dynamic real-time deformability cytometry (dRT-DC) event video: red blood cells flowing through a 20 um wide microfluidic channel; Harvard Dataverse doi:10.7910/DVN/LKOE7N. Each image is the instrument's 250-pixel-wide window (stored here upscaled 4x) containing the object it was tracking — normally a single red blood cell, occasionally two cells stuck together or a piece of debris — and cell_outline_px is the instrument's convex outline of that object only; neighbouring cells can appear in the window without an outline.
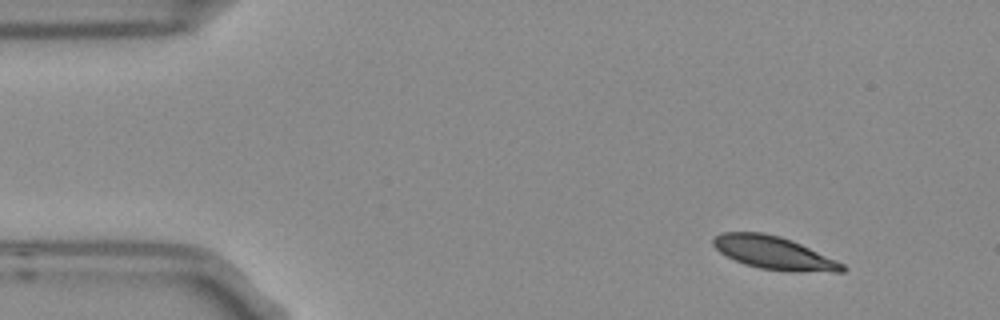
{"species": "Egyptian fruit bat (a non-hibernating species)", "species_latin": "Rousettus aegyptiacus", "temperature_condition": "room temperature", "stored_images_in_passage": 5, "camera_frame_rate_fps": 3000, "um_per_image_px": 0.085, "frame": {"image": 1, "passage_image": 1, "time_ms": 0.0, "image_size_px": [1000, 320], "cell_outline_px": [[844, 272], [832, 272], [760, 268], [744, 264], [720, 252], [712, 244], [712, 240], [716, 236], [724, 232], [764, 232], [780, 236], [792, 240], [836, 260], [844, 264]], "centroid_in_image_um": [65.75, 21.46], "position_along_channel_um": 19.3, "area_um2": 24.1}}
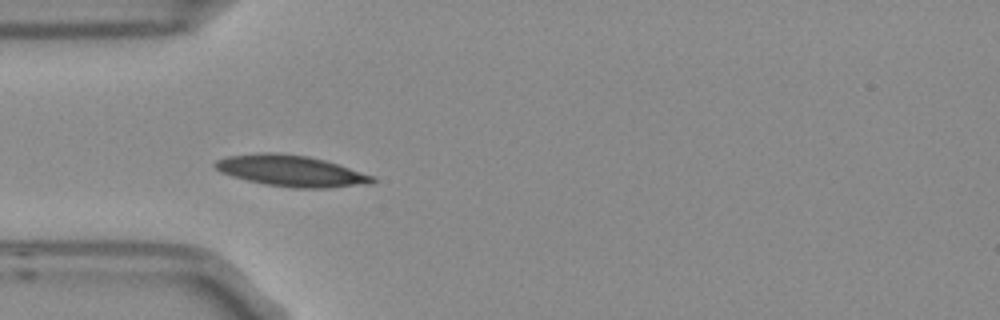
{"frame": {"image": 2, "passage_image": 4, "time_ms": 1.0, "image_size_px": [1000, 320], "cell_outline_px": [[376, 180], [372, 184], [328, 188], [292, 188], [264, 184], [232, 176], [220, 172], [212, 164], [216, 160], [228, 156], [260, 152], [276, 152], [308, 156], [324, 160], [376, 176]], "centroid_in_image_um": [24.77, 14.53], "position_along_channel_um": 60.2, "area_um2": 28.78}}
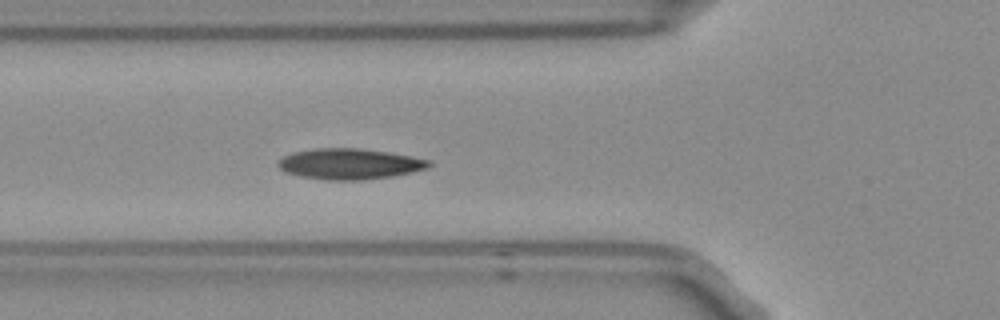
{"frame": {"image": 3, "passage_image": 5, "time_ms": 1.333, "image_size_px": [1000, 320], "cell_outline_px": [[432, 164], [428, 168], [412, 172], [392, 176], [364, 180], [328, 180], [300, 176], [284, 172], [276, 164], [284, 156], [296, 152], [312, 148], [360, 148], [388, 152], [432, 160]], "centroid_in_image_um": [29.74, 13.93], "position_along_channel_um": 96.1, "area_um2": 27.05}}